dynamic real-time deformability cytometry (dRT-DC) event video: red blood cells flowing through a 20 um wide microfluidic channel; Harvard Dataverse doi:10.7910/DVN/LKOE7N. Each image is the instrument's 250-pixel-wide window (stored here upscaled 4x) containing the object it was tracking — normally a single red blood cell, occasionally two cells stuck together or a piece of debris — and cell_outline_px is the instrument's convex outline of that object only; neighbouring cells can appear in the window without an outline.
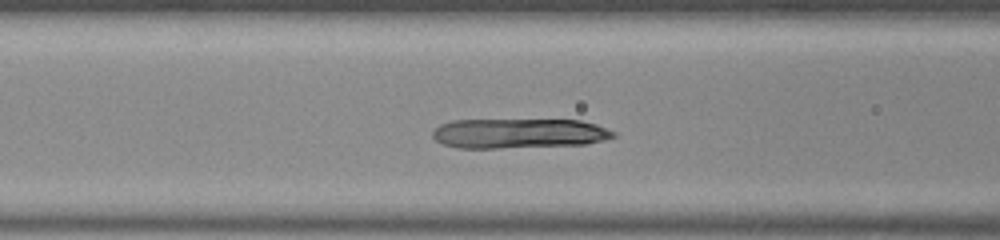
{"species": "common noctule bat (a hibernating species)", "species_latin": "Nyctalus noctula", "temperature_condition": "room temperature", "stored_images_in_passage": 46, "camera_frame_rate_fps": 3000, "um_per_image_px": 0.085, "animal": {"sex": "male", "body_mass_g": 20.0, "forearm_length_mm": 53.3}, "frame": {"image": 1, "passage_image": 13, "time_ms": 4.0, "image_size_px": [1000, 240], "cell_outline_px": [[616, 136], [604, 140], [584, 144], [496, 148], [456, 148], [444, 144], [436, 140], [432, 136], [432, 132], [440, 124], [452, 120], [580, 120], [596, 124], [616, 132]], "centroid_in_image_um": [44.1, 11.33], "position_along_channel_um": 122.5, "area_um2": 31.39}}
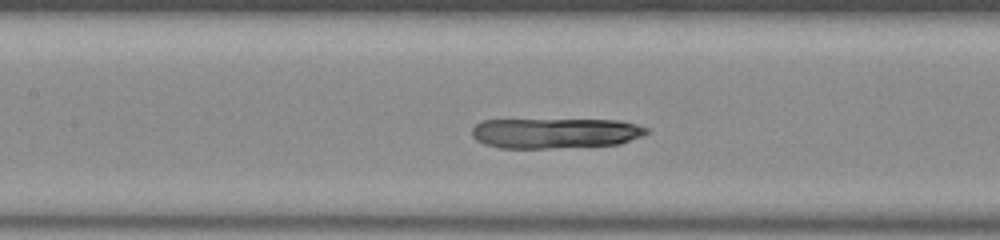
{"frame": {"image": 2, "passage_image": 16, "time_ms": 5.0, "image_size_px": [1000, 240], "cell_outline_px": [[648, 132], [640, 136], [620, 144], [548, 148], [500, 148], [484, 144], [476, 140], [472, 136], [472, 128], [476, 124], [484, 120], [620, 120], [636, 124], [648, 128]], "centroid_in_image_um": [47.17, 11.31], "position_along_channel_um": 160.2, "area_um2": 30.69}}